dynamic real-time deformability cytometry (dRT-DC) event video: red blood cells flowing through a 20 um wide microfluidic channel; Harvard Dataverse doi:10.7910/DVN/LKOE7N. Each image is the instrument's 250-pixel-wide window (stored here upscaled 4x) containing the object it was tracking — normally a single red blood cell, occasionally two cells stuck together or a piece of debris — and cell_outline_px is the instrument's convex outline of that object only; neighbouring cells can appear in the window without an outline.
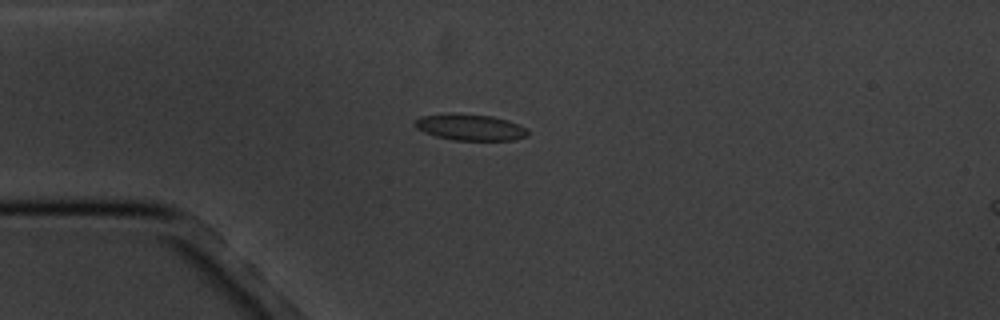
{"species": "common noctule bat (a hibernating species)", "species_latin": "Nyctalus noctula", "temperature_condition": "cold", "stored_images_in_passage": 6, "camera_frame_rate_fps": 3000, "um_per_image_px": 0.085, "animal": {"sex": "male", "body_mass_g": 20.1, "forearm_length_mm": 53.5}, "frame": {"image": 1, "passage_image": 4, "time_ms": 4.333, "image_size_px": [1000, 320], "cell_outline_px": [[528, 136], [516, 140], [452, 140], [436, 136], [424, 132], [416, 128], [412, 124], [420, 116], [448, 112], [452, 112], [492, 116], [508, 120], [524, 128], [528, 132]], "centroid_in_image_um": [39.91, 10.8], "position_along_channel_um": 45.1, "area_um2": 17.51}}
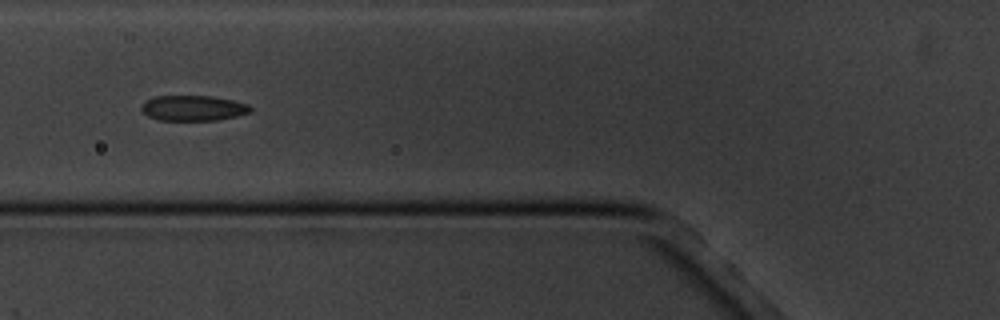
{"frame": {"image": 2, "passage_image": 6, "time_ms": 6.667, "image_size_px": [1000, 320], "cell_outline_px": [[252, 112], [236, 116], [216, 120], [156, 120], [148, 116], [140, 108], [140, 104], [144, 100], [156, 96], [212, 96], [232, 100], [248, 104], [252, 108]], "centroid_in_image_um": [16.39, 9.18], "position_along_channel_um": 109.4, "area_um2": 16.24}}